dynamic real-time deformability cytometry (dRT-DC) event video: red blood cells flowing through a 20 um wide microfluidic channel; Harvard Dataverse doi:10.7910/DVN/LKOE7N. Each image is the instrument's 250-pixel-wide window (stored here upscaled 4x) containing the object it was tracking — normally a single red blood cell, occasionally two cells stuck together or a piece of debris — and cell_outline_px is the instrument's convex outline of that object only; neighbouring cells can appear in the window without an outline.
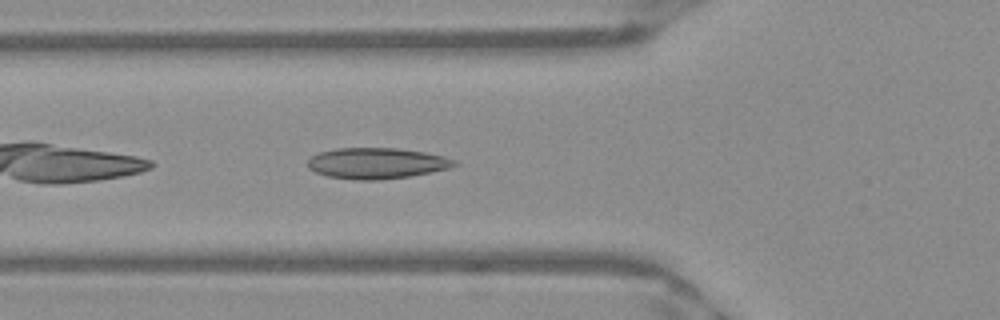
{"species": "Egyptian fruit bat (a non-hibernating species)", "species_latin": "Rousettus aegyptiacus", "temperature_condition": "warm", "stored_images_in_passage": 38, "camera_frame_rate_fps": 3000, "um_per_image_px": 0.085, "frame": {"image": 1, "passage_image": 4, "time_ms": 1.0, "image_size_px": [1000, 320], "cell_outline_px": [[460, 164], [448, 168], [432, 172], [408, 176], [380, 180], [360, 180], [328, 176], [316, 172], [308, 168], [308, 160], [312, 156], [320, 152], [336, 148], [396, 148], [424, 152], [444, 156], [456, 160]], "centroid_in_image_um": [32.04, 13.87], "position_along_channel_um": 93.8, "area_um2": 26.36}}
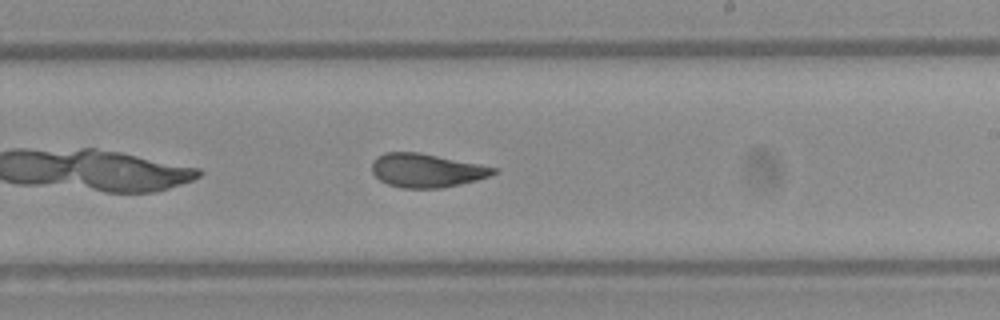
{"frame": {"image": 2, "passage_image": 16, "time_ms": 5.0, "image_size_px": [1000, 320], "cell_outline_px": [[500, 172], [476, 180], [460, 184], [440, 188], [404, 188], [388, 184], [380, 180], [372, 172], [372, 160], [376, 156], [384, 152], [420, 152], [480, 164], [496, 168]], "centroid_in_image_um": [36.24, 14.47], "position_along_channel_um": 252.8, "area_um2": 23.93}}
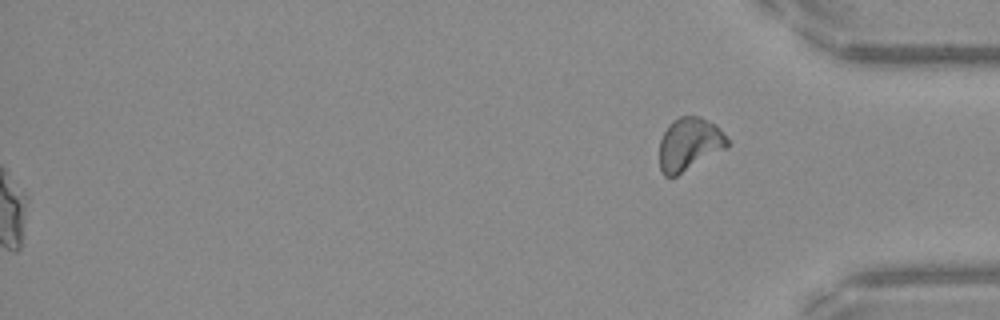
{"frame": {"image": 3, "passage_image": 38, "time_ms": 12.333, "image_size_px": [1000, 320], "cell_outline_px": [[728, 148], [676, 176], [664, 176], [660, 172], [660, 140], [668, 124], [672, 120], [680, 116], [700, 116], [716, 124], [720, 128], [728, 140]], "centroid_in_image_um": [58.6, 12.24], "position_along_channel_um": 376.6, "area_um2": 21.15}, "authors_computed_cell_mechanics": {"area_um2": 24.854, "velocity_mm_per_s": 3.9558, "shape_relaxation_time_tau1_ms": null, "shape_relaxation_time_tau2_ms": 1.3654, "deformation_change_tau1": null, "deformation_change_tau2": 0.0719}}